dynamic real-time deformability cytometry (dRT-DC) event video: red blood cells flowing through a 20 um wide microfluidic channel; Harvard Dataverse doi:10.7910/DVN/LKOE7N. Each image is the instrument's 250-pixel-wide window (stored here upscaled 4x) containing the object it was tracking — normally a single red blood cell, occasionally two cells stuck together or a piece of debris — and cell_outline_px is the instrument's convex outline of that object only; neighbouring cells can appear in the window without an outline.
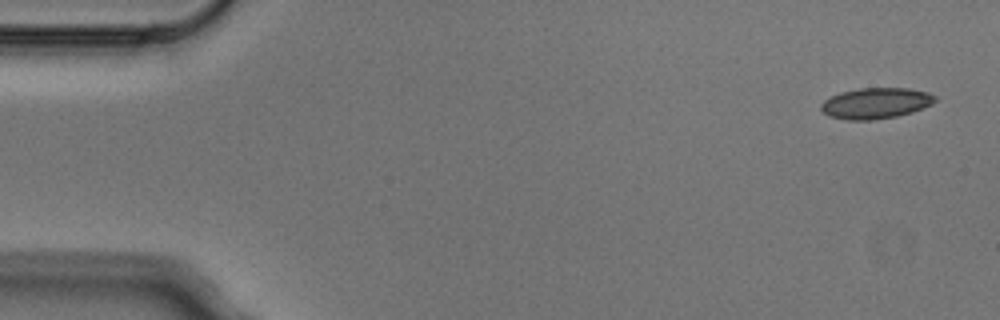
{"species": "Egyptian fruit bat (a non-hibernating species)", "species_latin": "Rousettus aegyptiacus", "temperature_condition": "cold", "stored_images_in_passage": 6, "camera_frame_rate_fps": 3000, "um_per_image_px": 0.085, "animal": {"sex": "male"}, "frame": {"image": 1, "passage_image": 1, "time_ms": 0.0, "image_size_px": [1000, 320], "cell_outline_px": [[936, 100], [932, 104], [912, 112], [896, 116], [872, 120], [848, 120], [828, 116], [820, 108], [820, 104], [824, 100], [840, 92], [860, 88], [908, 88], [928, 92], [936, 96]], "centroid_in_image_um": [74.43, 8.77], "position_along_channel_um": 10.6, "area_um2": 20.52}}
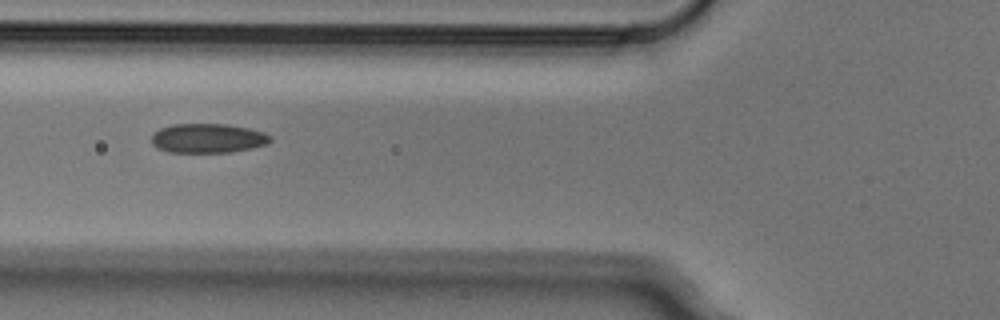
{"frame": {"image": 2, "passage_image": 6, "time_ms": 1.667, "image_size_px": [1000, 320], "cell_outline_px": [[272, 140], [268, 144], [228, 152], [168, 152], [156, 148], [152, 144], [152, 136], [160, 128], [172, 124], [228, 124], [248, 128], [264, 132], [272, 136]], "centroid_in_image_um": [17.67, 11.74], "position_along_channel_um": 108.1, "area_um2": 20.29}}